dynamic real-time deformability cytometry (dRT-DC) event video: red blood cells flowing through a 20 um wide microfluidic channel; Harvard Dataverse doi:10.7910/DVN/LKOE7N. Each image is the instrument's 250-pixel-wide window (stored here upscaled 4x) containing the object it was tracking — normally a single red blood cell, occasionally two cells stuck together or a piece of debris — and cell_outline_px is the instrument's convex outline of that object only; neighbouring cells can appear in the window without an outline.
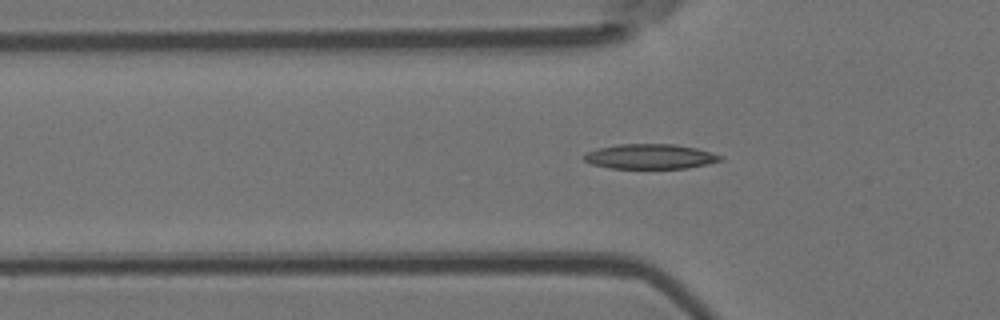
{"species": "Egyptian fruit bat (a non-hibernating species)", "species_latin": "Rousettus aegyptiacus", "temperature_condition": "room temperature", "stored_images_in_passage": 49, "camera_frame_rate_fps": 3000, "um_per_image_px": 0.085, "animal": {"sex": "female"}, "frame": {"image": 1, "passage_image": 17, "time_ms": 5.333, "image_size_px": [1000, 320], "cell_outline_px": [[724, 160], [708, 164], [688, 168], [612, 168], [592, 164], [584, 160], [584, 156], [588, 152], [600, 148], [620, 144], [676, 144], [696, 148], [712, 152], [724, 156]], "centroid_in_image_um": [55.35, 13.3], "position_along_channel_um": 70.4, "area_um2": 19.71}}
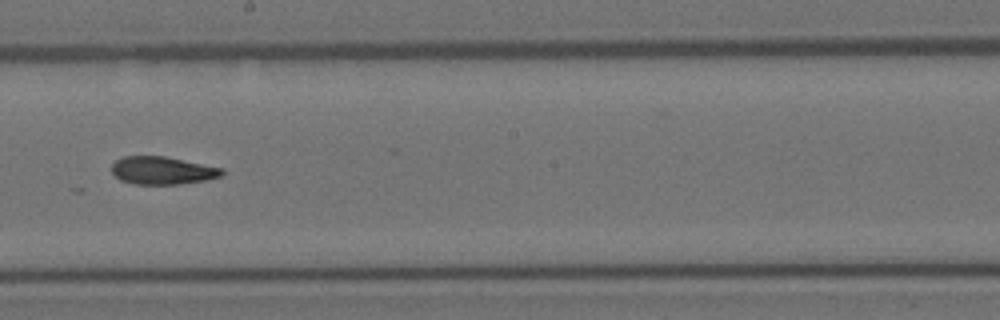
{"frame": {"image": 2, "passage_image": 30, "time_ms": 9.667, "image_size_px": [1000, 320], "cell_outline_px": [[224, 172], [220, 176], [208, 180], [180, 184], [136, 184], [120, 180], [112, 172], [112, 164], [116, 160], [124, 156], [164, 156], [224, 168]], "centroid_in_image_um": [13.82, 14.49], "position_along_channel_um": 234.4, "area_um2": 17.86}}
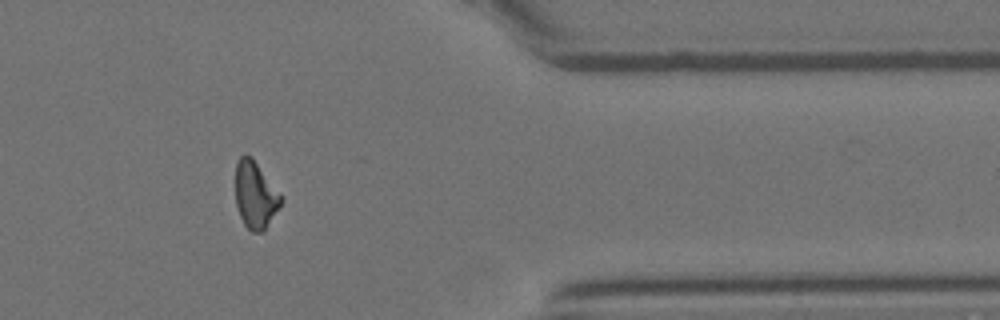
{"frame": {"image": 3, "passage_image": 44, "time_ms": 14.333, "image_size_px": [1000, 320], "cell_outline_px": [[284, 200], [264, 232], [252, 232], [244, 224], [240, 216], [236, 204], [236, 164], [240, 156], [252, 156]], "centroid_in_image_um": [21.71, 16.6], "position_along_channel_um": 389.7, "area_um2": 17.63}}